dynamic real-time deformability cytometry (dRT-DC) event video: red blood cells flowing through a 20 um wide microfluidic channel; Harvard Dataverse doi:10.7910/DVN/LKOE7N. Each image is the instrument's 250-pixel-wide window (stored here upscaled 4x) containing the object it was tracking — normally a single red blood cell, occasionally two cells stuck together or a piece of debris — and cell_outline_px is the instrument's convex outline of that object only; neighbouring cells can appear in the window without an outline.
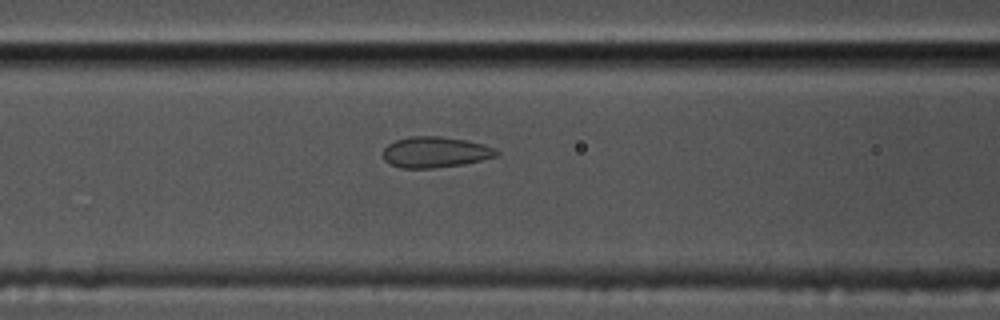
{"species": "common noctule bat (a hibernating species)", "species_latin": "Nyctalus noctula", "temperature_condition": "cold", "stored_images_in_passage": 43, "camera_frame_rate_fps": 3000, "um_per_image_px": 0.085, "animal": {"sex": "male", "body_mass_g": 17.5, "forearm_length_mm": 52.3}, "frame": {"image": 1, "passage_image": 9, "time_ms": 2.667, "image_size_px": [1000, 320], "cell_outline_px": [[500, 152], [496, 156], [464, 164], [432, 168], [400, 168], [388, 164], [384, 160], [384, 148], [388, 144], [396, 140], [408, 136], [440, 136], [464, 140], [484, 144]], "centroid_in_image_um": [36.95, 12.93], "position_along_channel_um": 129.6, "area_um2": 20.35}}
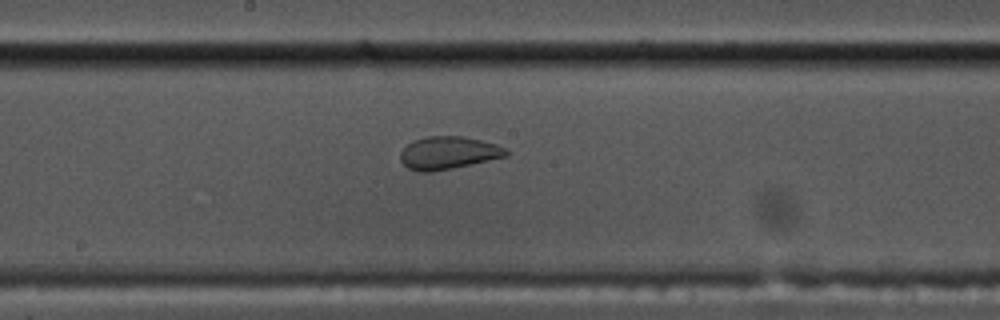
{"frame": {"image": 2, "passage_image": 16, "time_ms": 5.0, "image_size_px": [1000, 320], "cell_outline_px": [[508, 156], [452, 168], [432, 172], [420, 172], [408, 168], [400, 160], [400, 152], [412, 140], [424, 136], [464, 136], [496, 144], [504, 148], [508, 152]], "centroid_in_image_um": [38.08, 12.99], "position_along_channel_um": 210.1, "area_um2": 20.17}}
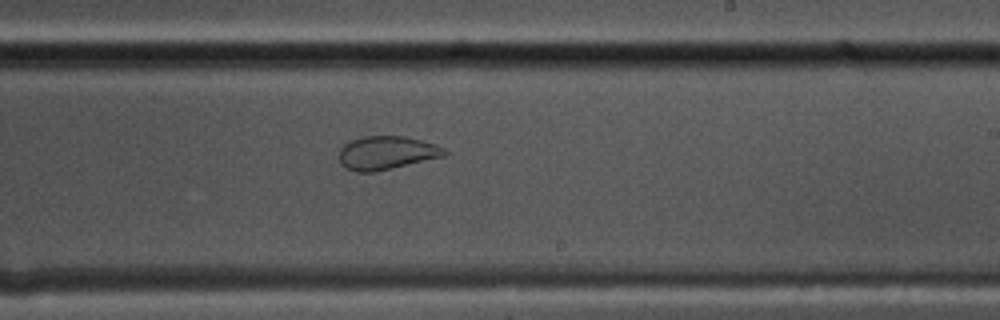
{"frame": {"image": 3, "passage_image": 20, "time_ms": 6.333, "image_size_px": [1000, 320], "cell_outline_px": [[448, 152], [444, 156], [376, 172], [356, 172], [344, 168], [340, 164], [340, 148], [344, 144], [352, 140], [364, 136], [404, 136], [436, 144], [444, 148]], "centroid_in_image_um": [32.84, 13.0], "position_along_channel_um": 256.2, "area_um2": 20.58}}